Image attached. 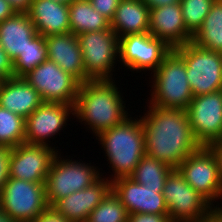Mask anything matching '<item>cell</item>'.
I'll return each mask as SVG.
<instances>
[{
    "instance_id": "obj_26",
    "label": "cell",
    "mask_w": 222,
    "mask_h": 222,
    "mask_svg": "<svg viewBox=\"0 0 222 222\" xmlns=\"http://www.w3.org/2000/svg\"><path fill=\"white\" fill-rule=\"evenodd\" d=\"M172 170L167 164L145 155L130 178L145 188L164 189L166 178Z\"/></svg>"
},
{
    "instance_id": "obj_43",
    "label": "cell",
    "mask_w": 222,
    "mask_h": 222,
    "mask_svg": "<svg viewBox=\"0 0 222 222\" xmlns=\"http://www.w3.org/2000/svg\"><path fill=\"white\" fill-rule=\"evenodd\" d=\"M168 222H190V221H180V220H170Z\"/></svg>"
},
{
    "instance_id": "obj_30",
    "label": "cell",
    "mask_w": 222,
    "mask_h": 222,
    "mask_svg": "<svg viewBox=\"0 0 222 222\" xmlns=\"http://www.w3.org/2000/svg\"><path fill=\"white\" fill-rule=\"evenodd\" d=\"M215 0H181L182 17L187 30L194 35L211 10Z\"/></svg>"
},
{
    "instance_id": "obj_20",
    "label": "cell",
    "mask_w": 222,
    "mask_h": 222,
    "mask_svg": "<svg viewBox=\"0 0 222 222\" xmlns=\"http://www.w3.org/2000/svg\"><path fill=\"white\" fill-rule=\"evenodd\" d=\"M38 34L70 33L69 6L53 0H33L27 12Z\"/></svg>"
},
{
    "instance_id": "obj_4",
    "label": "cell",
    "mask_w": 222,
    "mask_h": 222,
    "mask_svg": "<svg viewBox=\"0 0 222 222\" xmlns=\"http://www.w3.org/2000/svg\"><path fill=\"white\" fill-rule=\"evenodd\" d=\"M151 74L153 80L148 102L150 105L157 108H188L193 94L183 57L175 49L165 56L160 66Z\"/></svg>"
},
{
    "instance_id": "obj_27",
    "label": "cell",
    "mask_w": 222,
    "mask_h": 222,
    "mask_svg": "<svg viewBox=\"0 0 222 222\" xmlns=\"http://www.w3.org/2000/svg\"><path fill=\"white\" fill-rule=\"evenodd\" d=\"M48 59L45 37L37 34L13 61L14 77H24Z\"/></svg>"
},
{
    "instance_id": "obj_16",
    "label": "cell",
    "mask_w": 222,
    "mask_h": 222,
    "mask_svg": "<svg viewBox=\"0 0 222 222\" xmlns=\"http://www.w3.org/2000/svg\"><path fill=\"white\" fill-rule=\"evenodd\" d=\"M112 191L120 199L128 214L168 215L163 189L145 188L132 178L124 177L112 182Z\"/></svg>"
},
{
    "instance_id": "obj_12",
    "label": "cell",
    "mask_w": 222,
    "mask_h": 222,
    "mask_svg": "<svg viewBox=\"0 0 222 222\" xmlns=\"http://www.w3.org/2000/svg\"><path fill=\"white\" fill-rule=\"evenodd\" d=\"M171 50L164 41L149 32L130 34L119 38V63L131 72L153 73Z\"/></svg>"
},
{
    "instance_id": "obj_25",
    "label": "cell",
    "mask_w": 222,
    "mask_h": 222,
    "mask_svg": "<svg viewBox=\"0 0 222 222\" xmlns=\"http://www.w3.org/2000/svg\"><path fill=\"white\" fill-rule=\"evenodd\" d=\"M191 41L199 47L222 53V0H215Z\"/></svg>"
},
{
    "instance_id": "obj_9",
    "label": "cell",
    "mask_w": 222,
    "mask_h": 222,
    "mask_svg": "<svg viewBox=\"0 0 222 222\" xmlns=\"http://www.w3.org/2000/svg\"><path fill=\"white\" fill-rule=\"evenodd\" d=\"M163 196L170 220L203 222L213 207L185 181L178 169H173L166 178Z\"/></svg>"
},
{
    "instance_id": "obj_42",
    "label": "cell",
    "mask_w": 222,
    "mask_h": 222,
    "mask_svg": "<svg viewBox=\"0 0 222 222\" xmlns=\"http://www.w3.org/2000/svg\"><path fill=\"white\" fill-rule=\"evenodd\" d=\"M53 1L61 2L68 5L72 0H53Z\"/></svg>"
},
{
    "instance_id": "obj_32",
    "label": "cell",
    "mask_w": 222,
    "mask_h": 222,
    "mask_svg": "<svg viewBox=\"0 0 222 222\" xmlns=\"http://www.w3.org/2000/svg\"><path fill=\"white\" fill-rule=\"evenodd\" d=\"M11 149L8 147H0V191L9 178V158Z\"/></svg>"
},
{
    "instance_id": "obj_34",
    "label": "cell",
    "mask_w": 222,
    "mask_h": 222,
    "mask_svg": "<svg viewBox=\"0 0 222 222\" xmlns=\"http://www.w3.org/2000/svg\"><path fill=\"white\" fill-rule=\"evenodd\" d=\"M168 215H158L152 213L128 214L127 222H168Z\"/></svg>"
},
{
    "instance_id": "obj_29",
    "label": "cell",
    "mask_w": 222,
    "mask_h": 222,
    "mask_svg": "<svg viewBox=\"0 0 222 222\" xmlns=\"http://www.w3.org/2000/svg\"><path fill=\"white\" fill-rule=\"evenodd\" d=\"M128 212L120 199L111 191L90 213L86 222H127Z\"/></svg>"
},
{
    "instance_id": "obj_35",
    "label": "cell",
    "mask_w": 222,
    "mask_h": 222,
    "mask_svg": "<svg viewBox=\"0 0 222 222\" xmlns=\"http://www.w3.org/2000/svg\"><path fill=\"white\" fill-rule=\"evenodd\" d=\"M32 222H70L63 215L56 212L52 207H48Z\"/></svg>"
},
{
    "instance_id": "obj_39",
    "label": "cell",
    "mask_w": 222,
    "mask_h": 222,
    "mask_svg": "<svg viewBox=\"0 0 222 222\" xmlns=\"http://www.w3.org/2000/svg\"><path fill=\"white\" fill-rule=\"evenodd\" d=\"M203 222H222V210L213 206Z\"/></svg>"
},
{
    "instance_id": "obj_21",
    "label": "cell",
    "mask_w": 222,
    "mask_h": 222,
    "mask_svg": "<svg viewBox=\"0 0 222 222\" xmlns=\"http://www.w3.org/2000/svg\"><path fill=\"white\" fill-rule=\"evenodd\" d=\"M42 103L39 93L24 77L2 80L0 85L1 107L26 119Z\"/></svg>"
},
{
    "instance_id": "obj_17",
    "label": "cell",
    "mask_w": 222,
    "mask_h": 222,
    "mask_svg": "<svg viewBox=\"0 0 222 222\" xmlns=\"http://www.w3.org/2000/svg\"><path fill=\"white\" fill-rule=\"evenodd\" d=\"M111 191L112 182L101 176L91 186L57 200L51 207L70 222H86Z\"/></svg>"
},
{
    "instance_id": "obj_1",
    "label": "cell",
    "mask_w": 222,
    "mask_h": 222,
    "mask_svg": "<svg viewBox=\"0 0 222 222\" xmlns=\"http://www.w3.org/2000/svg\"><path fill=\"white\" fill-rule=\"evenodd\" d=\"M139 116L143 127L146 155L173 169L201 145L194 137L184 109L157 108L152 105Z\"/></svg>"
},
{
    "instance_id": "obj_18",
    "label": "cell",
    "mask_w": 222,
    "mask_h": 222,
    "mask_svg": "<svg viewBox=\"0 0 222 222\" xmlns=\"http://www.w3.org/2000/svg\"><path fill=\"white\" fill-rule=\"evenodd\" d=\"M149 33L172 49L191 42L193 37L184 24L180 3L150 9Z\"/></svg>"
},
{
    "instance_id": "obj_40",
    "label": "cell",
    "mask_w": 222,
    "mask_h": 222,
    "mask_svg": "<svg viewBox=\"0 0 222 222\" xmlns=\"http://www.w3.org/2000/svg\"><path fill=\"white\" fill-rule=\"evenodd\" d=\"M149 9L165 6L169 4L180 3L181 0H142Z\"/></svg>"
},
{
    "instance_id": "obj_8",
    "label": "cell",
    "mask_w": 222,
    "mask_h": 222,
    "mask_svg": "<svg viewBox=\"0 0 222 222\" xmlns=\"http://www.w3.org/2000/svg\"><path fill=\"white\" fill-rule=\"evenodd\" d=\"M48 207L45 183L9 177L0 191V210L15 222H32Z\"/></svg>"
},
{
    "instance_id": "obj_11",
    "label": "cell",
    "mask_w": 222,
    "mask_h": 222,
    "mask_svg": "<svg viewBox=\"0 0 222 222\" xmlns=\"http://www.w3.org/2000/svg\"><path fill=\"white\" fill-rule=\"evenodd\" d=\"M24 79L39 93L43 102L74 106L80 82L54 61L46 59L25 75Z\"/></svg>"
},
{
    "instance_id": "obj_36",
    "label": "cell",
    "mask_w": 222,
    "mask_h": 222,
    "mask_svg": "<svg viewBox=\"0 0 222 222\" xmlns=\"http://www.w3.org/2000/svg\"><path fill=\"white\" fill-rule=\"evenodd\" d=\"M208 147L211 149L217 159L219 174L222 181V140L212 142L208 145Z\"/></svg>"
},
{
    "instance_id": "obj_44",
    "label": "cell",
    "mask_w": 222,
    "mask_h": 222,
    "mask_svg": "<svg viewBox=\"0 0 222 222\" xmlns=\"http://www.w3.org/2000/svg\"><path fill=\"white\" fill-rule=\"evenodd\" d=\"M221 199H222V197H221ZM220 204H221V205H219L220 207L218 206V208H219L220 210H222V202H221Z\"/></svg>"
},
{
    "instance_id": "obj_22",
    "label": "cell",
    "mask_w": 222,
    "mask_h": 222,
    "mask_svg": "<svg viewBox=\"0 0 222 222\" xmlns=\"http://www.w3.org/2000/svg\"><path fill=\"white\" fill-rule=\"evenodd\" d=\"M37 34L27 13H15L0 23V45L12 61Z\"/></svg>"
},
{
    "instance_id": "obj_13",
    "label": "cell",
    "mask_w": 222,
    "mask_h": 222,
    "mask_svg": "<svg viewBox=\"0 0 222 222\" xmlns=\"http://www.w3.org/2000/svg\"><path fill=\"white\" fill-rule=\"evenodd\" d=\"M186 112L201 146L222 140V90L194 96Z\"/></svg>"
},
{
    "instance_id": "obj_3",
    "label": "cell",
    "mask_w": 222,
    "mask_h": 222,
    "mask_svg": "<svg viewBox=\"0 0 222 222\" xmlns=\"http://www.w3.org/2000/svg\"><path fill=\"white\" fill-rule=\"evenodd\" d=\"M98 137V138H97ZM102 145L108 164L113 171L110 182L130 177L140 160L146 155L143 127L140 118L128 117L121 124L96 136Z\"/></svg>"
},
{
    "instance_id": "obj_38",
    "label": "cell",
    "mask_w": 222,
    "mask_h": 222,
    "mask_svg": "<svg viewBox=\"0 0 222 222\" xmlns=\"http://www.w3.org/2000/svg\"><path fill=\"white\" fill-rule=\"evenodd\" d=\"M15 13V10L7 0H0V23L13 16Z\"/></svg>"
},
{
    "instance_id": "obj_23",
    "label": "cell",
    "mask_w": 222,
    "mask_h": 222,
    "mask_svg": "<svg viewBox=\"0 0 222 222\" xmlns=\"http://www.w3.org/2000/svg\"><path fill=\"white\" fill-rule=\"evenodd\" d=\"M150 9L142 0H120L110 21L117 36L149 32Z\"/></svg>"
},
{
    "instance_id": "obj_7",
    "label": "cell",
    "mask_w": 222,
    "mask_h": 222,
    "mask_svg": "<svg viewBox=\"0 0 222 222\" xmlns=\"http://www.w3.org/2000/svg\"><path fill=\"white\" fill-rule=\"evenodd\" d=\"M175 50L183 57L193 97L222 90V53L192 41Z\"/></svg>"
},
{
    "instance_id": "obj_37",
    "label": "cell",
    "mask_w": 222,
    "mask_h": 222,
    "mask_svg": "<svg viewBox=\"0 0 222 222\" xmlns=\"http://www.w3.org/2000/svg\"><path fill=\"white\" fill-rule=\"evenodd\" d=\"M16 13H27L33 0H7Z\"/></svg>"
},
{
    "instance_id": "obj_33",
    "label": "cell",
    "mask_w": 222,
    "mask_h": 222,
    "mask_svg": "<svg viewBox=\"0 0 222 222\" xmlns=\"http://www.w3.org/2000/svg\"><path fill=\"white\" fill-rule=\"evenodd\" d=\"M0 77L5 80L14 77L13 61L0 45Z\"/></svg>"
},
{
    "instance_id": "obj_41",
    "label": "cell",
    "mask_w": 222,
    "mask_h": 222,
    "mask_svg": "<svg viewBox=\"0 0 222 222\" xmlns=\"http://www.w3.org/2000/svg\"><path fill=\"white\" fill-rule=\"evenodd\" d=\"M0 222H15L5 212L0 210Z\"/></svg>"
},
{
    "instance_id": "obj_24",
    "label": "cell",
    "mask_w": 222,
    "mask_h": 222,
    "mask_svg": "<svg viewBox=\"0 0 222 222\" xmlns=\"http://www.w3.org/2000/svg\"><path fill=\"white\" fill-rule=\"evenodd\" d=\"M70 33L103 31L111 29L110 21L101 15L89 0L71 1L69 4Z\"/></svg>"
},
{
    "instance_id": "obj_31",
    "label": "cell",
    "mask_w": 222,
    "mask_h": 222,
    "mask_svg": "<svg viewBox=\"0 0 222 222\" xmlns=\"http://www.w3.org/2000/svg\"><path fill=\"white\" fill-rule=\"evenodd\" d=\"M101 15L109 21L112 20L120 0H89Z\"/></svg>"
},
{
    "instance_id": "obj_15",
    "label": "cell",
    "mask_w": 222,
    "mask_h": 222,
    "mask_svg": "<svg viewBox=\"0 0 222 222\" xmlns=\"http://www.w3.org/2000/svg\"><path fill=\"white\" fill-rule=\"evenodd\" d=\"M54 146L20 144L11 148L9 177L33 183H45L57 153Z\"/></svg>"
},
{
    "instance_id": "obj_19",
    "label": "cell",
    "mask_w": 222,
    "mask_h": 222,
    "mask_svg": "<svg viewBox=\"0 0 222 222\" xmlns=\"http://www.w3.org/2000/svg\"><path fill=\"white\" fill-rule=\"evenodd\" d=\"M45 43L49 60L54 61L80 83L86 82L82 51L76 35L73 33L49 35L45 37Z\"/></svg>"
},
{
    "instance_id": "obj_2",
    "label": "cell",
    "mask_w": 222,
    "mask_h": 222,
    "mask_svg": "<svg viewBox=\"0 0 222 222\" xmlns=\"http://www.w3.org/2000/svg\"><path fill=\"white\" fill-rule=\"evenodd\" d=\"M118 88L114 79L80 83L74 118L95 136L124 122L131 115Z\"/></svg>"
},
{
    "instance_id": "obj_14",
    "label": "cell",
    "mask_w": 222,
    "mask_h": 222,
    "mask_svg": "<svg viewBox=\"0 0 222 222\" xmlns=\"http://www.w3.org/2000/svg\"><path fill=\"white\" fill-rule=\"evenodd\" d=\"M74 106L63 103L43 102L25 119V144L51 146L50 138L61 134ZM67 121V122H66Z\"/></svg>"
},
{
    "instance_id": "obj_6",
    "label": "cell",
    "mask_w": 222,
    "mask_h": 222,
    "mask_svg": "<svg viewBox=\"0 0 222 222\" xmlns=\"http://www.w3.org/2000/svg\"><path fill=\"white\" fill-rule=\"evenodd\" d=\"M77 39L82 51L86 81L113 80L112 73L116 61H119L117 34L109 29L81 33Z\"/></svg>"
},
{
    "instance_id": "obj_10",
    "label": "cell",
    "mask_w": 222,
    "mask_h": 222,
    "mask_svg": "<svg viewBox=\"0 0 222 222\" xmlns=\"http://www.w3.org/2000/svg\"><path fill=\"white\" fill-rule=\"evenodd\" d=\"M177 169L185 181L212 206H215L213 204L215 202L218 203L216 206L219 205L218 199L221 202L222 197V181L217 159L208 146H201L190 154Z\"/></svg>"
},
{
    "instance_id": "obj_28",
    "label": "cell",
    "mask_w": 222,
    "mask_h": 222,
    "mask_svg": "<svg viewBox=\"0 0 222 222\" xmlns=\"http://www.w3.org/2000/svg\"><path fill=\"white\" fill-rule=\"evenodd\" d=\"M25 143V119L0 106V147Z\"/></svg>"
},
{
    "instance_id": "obj_5",
    "label": "cell",
    "mask_w": 222,
    "mask_h": 222,
    "mask_svg": "<svg viewBox=\"0 0 222 222\" xmlns=\"http://www.w3.org/2000/svg\"><path fill=\"white\" fill-rule=\"evenodd\" d=\"M65 159L57 153L45 180L46 199L49 207L57 200L85 189L95 183L103 173L82 160Z\"/></svg>"
}]
</instances>
